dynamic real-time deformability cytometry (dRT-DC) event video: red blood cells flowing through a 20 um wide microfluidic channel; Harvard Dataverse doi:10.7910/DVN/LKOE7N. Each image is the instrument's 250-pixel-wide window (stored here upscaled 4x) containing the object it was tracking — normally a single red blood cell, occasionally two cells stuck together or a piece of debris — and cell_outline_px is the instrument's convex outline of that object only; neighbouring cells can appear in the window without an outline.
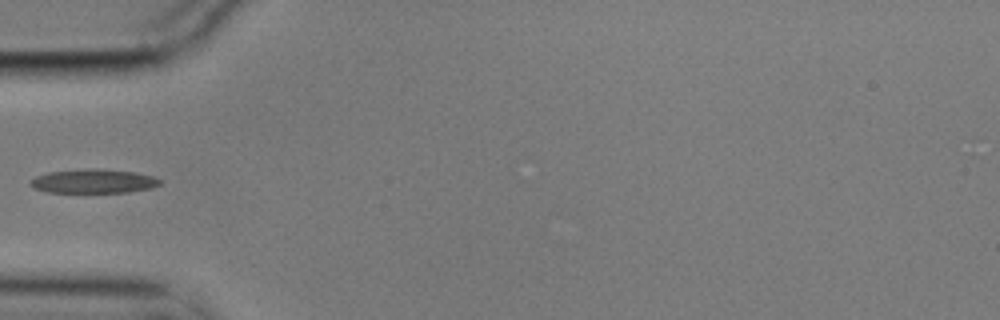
{"species": "common noctule bat (a hibernating species)", "species_latin": "Nyctalus noctula", "temperature_condition": "cold", "stored_images_in_passage": 5, "camera_frame_rate_fps": 3000, "um_per_image_px": 0.085, "animal": {"sex": "male", "body_mass_g": 17.9}, "frame": {"image": 1, "passage_image": 5, "time_ms": 1.333, "image_size_px": [1000, 320], "cell_outline_px": [[160, 184], [152, 188], [128, 192], [48, 192], [32, 188], [28, 184], [28, 180], [36, 176], [48, 172], [88, 168], [96, 168], [132, 172], [152, 176], [160, 180]], "centroid_in_image_um": [7.87, 15.4], "position_along_channel_um": 77.1, "area_um2": 18.15}}